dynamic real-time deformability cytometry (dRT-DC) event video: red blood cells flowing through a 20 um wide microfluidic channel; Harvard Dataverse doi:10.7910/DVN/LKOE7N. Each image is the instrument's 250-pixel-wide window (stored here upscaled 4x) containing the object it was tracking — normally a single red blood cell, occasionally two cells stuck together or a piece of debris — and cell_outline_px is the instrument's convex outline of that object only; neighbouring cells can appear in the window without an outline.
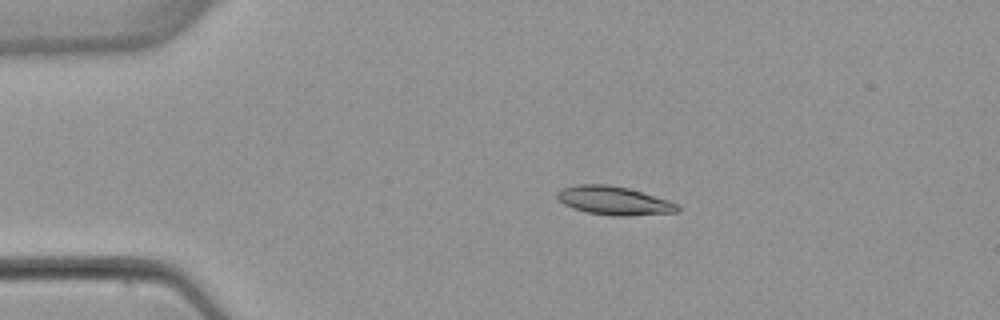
{"species": "common noctule bat (a hibernating species)", "species_latin": "Nyctalus noctula", "temperature_condition": "warm", "stored_images_in_passage": 4, "camera_frame_rate_fps": 3000, "um_per_image_px": 0.085, "animal": {"sex": "female", "body_mass_g": 22.7, "forearm_length_mm": 54.2}, "frame": {"image": 1, "passage_image": 3, "time_ms": 2.333, "image_size_px": [1000, 320], "cell_outline_px": [[680, 212], [628, 216], [612, 216], [588, 212], [572, 208], [564, 204], [556, 196], [556, 192], [564, 188], [576, 184], [608, 184], [628, 188], [668, 200], [676, 204], [680, 208]], "centroid_in_image_um": [52.19, 17.06], "position_along_channel_um": 32.8, "area_um2": 20.0}}